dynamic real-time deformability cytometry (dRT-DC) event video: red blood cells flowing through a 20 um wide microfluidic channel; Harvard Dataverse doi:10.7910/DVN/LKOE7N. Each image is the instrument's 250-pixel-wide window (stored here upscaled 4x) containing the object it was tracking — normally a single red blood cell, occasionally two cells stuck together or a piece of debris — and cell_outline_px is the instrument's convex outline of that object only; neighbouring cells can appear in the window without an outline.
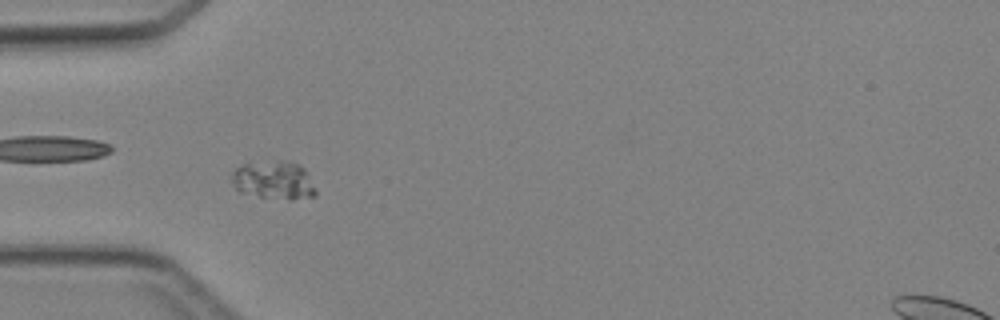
{"species": "Egyptian fruit bat (a non-hibernating species)", "species_latin": "Rousettus aegyptiacus", "temperature_condition": "cold", "stored_images_in_passage": 47, "camera_frame_rate_fps": 3000, "um_per_image_px": 0.085, "animal": {"sex": "female"}, "frame": {"image": 1, "passage_image": 15, "time_ms": 4.667, "image_size_px": [1000, 320], "cell_outline_px": [[316, 196], [292, 200], [260, 196], [240, 192], [236, 188], [232, 180], [232, 172], [236, 168], [244, 164], [280, 160], [292, 160], [300, 164], [308, 172], [316, 188]], "centroid_in_image_um": [23.34, 15.3], "position_along_channel_um": 61.7, "area_um2": 18.96}}
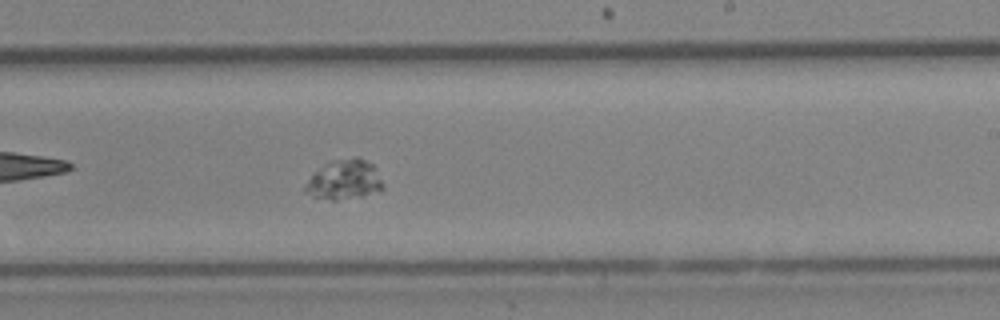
{"frame": {"image": 2, "passage_image": 29, "time_ms": 9.333, "image_size_px": [1000, 320], "cell_outline_px": [[384, 188], [380, 192], [360, 196], [336, 200], [332, 200], [312, 196], [304, 192], [304, 188], [308, 180], [328, 160], [356, 156], [360, 156], [372, 164], [384, 184]], "centroid_in_image_um": [29.29, 15.26], "position_along_channel_um": 259.7, "area_um2": 18.15}}
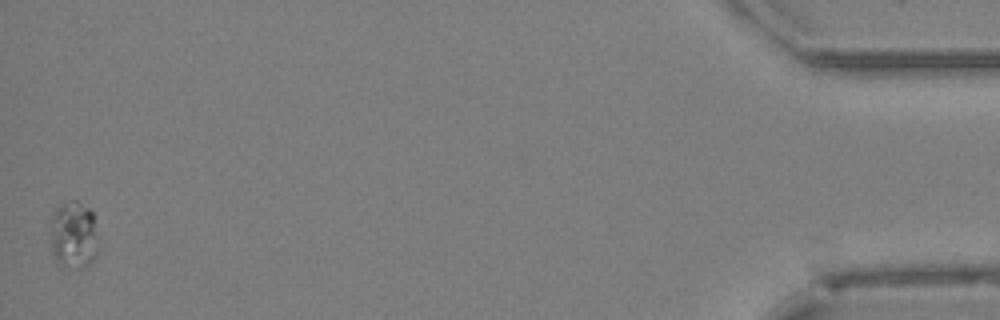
{"frame": {"image": 3, "passage_image": 47, "time_ms": 15.333, "image_size_px": [1000, 320], "cell_outline_px": [[96, 256], [92, 264], [80, 268], [76, 268], [60, 264], [52, 256], [52, 216], [56, 208], [60, 204], [68, 200], [76, 200], [88, 208], [92, 212], [96, 248]], "centroid_in_image_um": [6.24, 19.98], "position_along_channel_um": 429.0, "area_um2": 18.38}}